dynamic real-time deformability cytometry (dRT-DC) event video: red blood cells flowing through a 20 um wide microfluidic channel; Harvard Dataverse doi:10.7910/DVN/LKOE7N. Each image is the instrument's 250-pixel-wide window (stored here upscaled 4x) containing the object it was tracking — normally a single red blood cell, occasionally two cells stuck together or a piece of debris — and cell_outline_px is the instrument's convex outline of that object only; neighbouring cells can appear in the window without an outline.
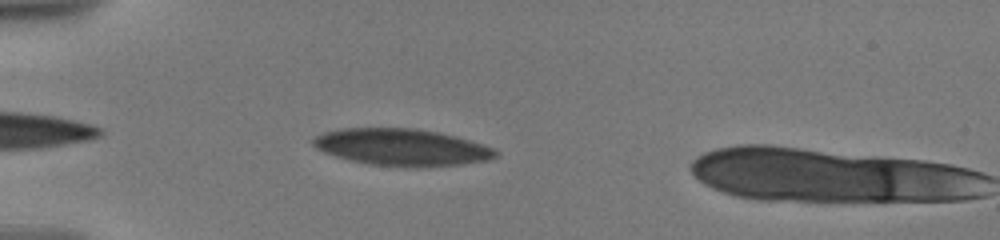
{"species": "human", "species_latin": "Homo sapiens", "temperature_condition": "warm", "stored_images_in_passage": 13, "camera_frame_rate_fps": 3000, "um_per_image_px": 0.085, "donor": {"sex": "male"}, "frame": {"image": 1, "passage_image": 8, "time_ms": 1.0, "image_size_px": [1000, 240], "cell_outline_px": [[496, 156], [488, 160], [464, 164], [420, 168], [404, 168], [372, 164], [352, 160], [336, 156], [324, 152], [316, 148], [312, 144], [312, 140], [316, 136], [324, 132], [344, 128], [416, 128], [440, 132], [456, 136], [484, 144], [492, 148], [496, 152]], "centroid_in_image_um": [34.17, 12.52], "position_along_channel_um": 50.8, "area_um2": 39.48}}